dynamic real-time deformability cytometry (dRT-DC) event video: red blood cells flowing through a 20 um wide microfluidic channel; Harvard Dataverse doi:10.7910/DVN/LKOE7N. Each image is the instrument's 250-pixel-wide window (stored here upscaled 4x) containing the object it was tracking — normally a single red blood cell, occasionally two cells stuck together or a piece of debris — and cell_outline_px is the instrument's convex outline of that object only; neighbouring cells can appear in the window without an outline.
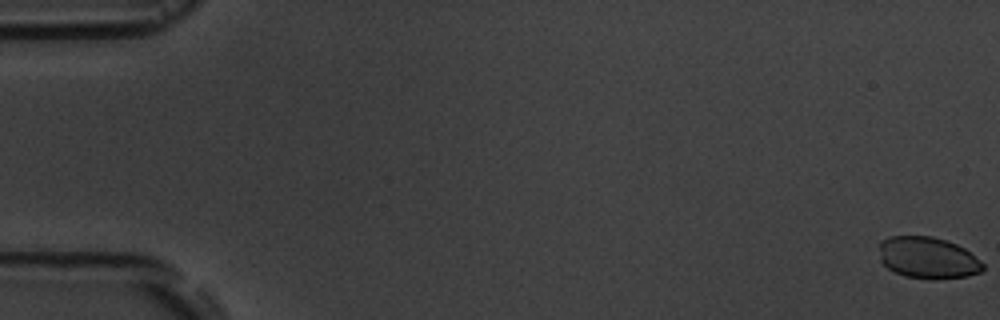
{"species": "common noctule bat (a hibernating species)", "species_latin": "Nyctalus noctula", "temperature_condition": "room temperature", "stored_images_in_passage": 2, "camera_frame_rate_fps": 3000, "um_per_image_px": 0.085, "animal": {"sex": "male", "body_mass_g": 19.5, "forearm_length_mm": 54.6}, "frame": {"image": 1, "passage_image": 1, "time_ms": 0.0, "image_size_px": [1000, 320], "cell_outline_px": [[984, 268], [980, 272], [968, 276], [936, 280], [908, 276], [896, 272], [888, 268], [880, 260], [880, 240], [888, 236], [932, 236], [956, 244], [964, 248], [980, 260], [984, 264]], "centroid_in_image_um": [78.87, 21.91], "position_along_channel_um": 6.1, "area_um2": 25.14}}